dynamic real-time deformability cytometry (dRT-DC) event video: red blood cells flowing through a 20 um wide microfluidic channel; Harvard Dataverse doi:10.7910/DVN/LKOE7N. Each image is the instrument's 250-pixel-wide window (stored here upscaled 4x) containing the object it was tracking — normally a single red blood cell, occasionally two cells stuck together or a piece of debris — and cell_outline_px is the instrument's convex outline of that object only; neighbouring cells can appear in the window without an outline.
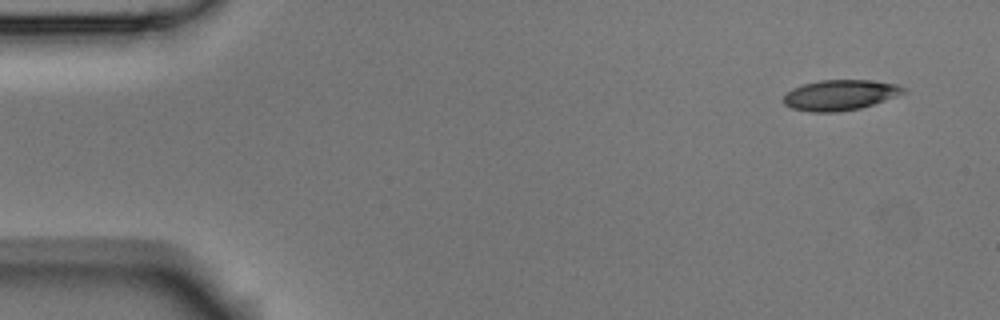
{"species": "Egyptian fruit bat (a non-hibernating species)", "species_latin": "Rousettus aegyptiacus", "temperature_condition": "room temperature", "stored_images_in_passage": 6, "camera_frame_rate_fps": 3000, "um_per_image_px": 0.085, "animal": {"sex": "male"}, "frame": {"image": 1, "passage_image": 1, "time_ms": 0.0, "image_size_px": [1000, 320], "cell_outline_px": [[908, 92], [860, 108], [836, 112], [812, 112], [792, 108], [784, 104], [784, 96], [792, 88], [804, 84], [820, 80], [868, 80], [896, 84], [904, 88]], "centroid_in_image_um": [71.4, 8.07], "position_along_channel_um": 13.6, "area_um2": 21.04}}
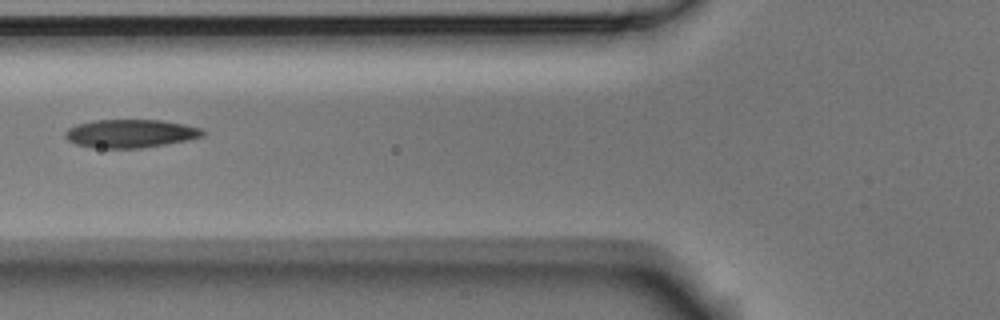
{"frame": {"image": 2, "passage_image": 5, "time_ms": 1.333, "image_size_px": [1000, 320], "cell_outline_px": [[204, 136], [188, 140], [140, 148], [100, 148], [76, 144], [68, 140], [64, 136], [64, 132], [68, 128], [76, 124], [92, 120], [160, 120], [184, 124], [200, 128], [204, 132]], "centroid_in_image_um": [11.06, 11.34], "position_along_channel_um": 114.7, "area_um2": 22.6}}
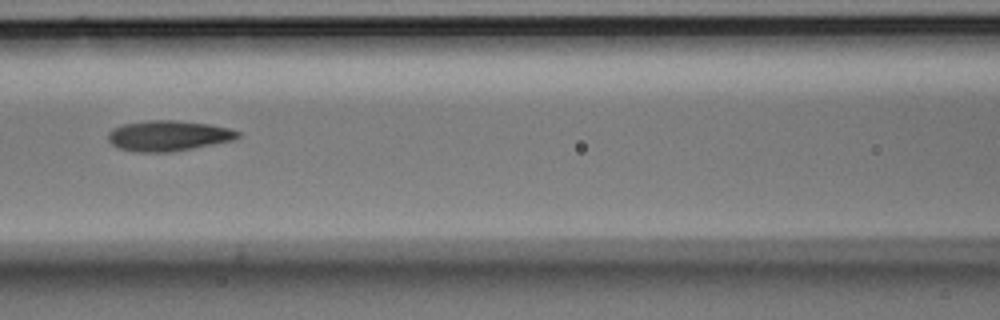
{"frame": {"image": 3, "passage_image": 6, "time_ms": 1.667, "image_size_px": [1000, 320], "cell_outline_px": [[240, 136], [232, 140], [192, 148], [168, 152], [132, 152], [120, 148], [112, 144], [108, 140], [108, 132], [112, 128], [124, 124], [148, 120], [176, 120], [208, 124], [232, 128], [240, 132]], "centroid_in_image_um": [14.29, 11.53], "position_along_channel_um": 152.3, "area_um2": 23.0}}